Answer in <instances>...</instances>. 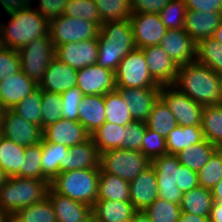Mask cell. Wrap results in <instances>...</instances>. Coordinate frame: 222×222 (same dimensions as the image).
I'll return each mask as SVG.
<instances>
[{
	"label": "cell",
	"instance_id": "1",
	"mask_svg": "<svg viewBox=\"0 0 222 222\" xmlns=\"http://www.w3.org/2000/svg\"><path fill=\"white\" fill-rule=\"evenodd\" d=\"M9 15L8 25L0 24V44L19 50L33 40L49 36V20L31 8V1L0 0Z\"/></svg>",
	"mask_w": 222,
	"mask_h": 222
},
{
	"label": "cell",
	"instance_id": "2",
	"mask_svg": "<svg viewBox=\"0 0 222 222\" xmlns=\"http://www.w3.org/2000/svg\"><path fill=\"white\" fill-rule=\"evenodd\" d=\"M173 86L201 106L222 105L217 72L197 61L179 66Z\"/></svg>",
	"mask_w": 222,
	"mask_h": 222
},
{
	"label": "cell",
	"instance_id": "3",
	"mask_svg": "<svg viewBox=\"0 0 222 222\" xmlns=\"http://www.w3.org/2000/svg\"><path fill=\"white\" fill-rule=\"evenodd\" d=\"M136 49L129 20L102 23L98 37L97 64L116 71L123 58Z\"/></svg>",
	"mask_w": 222,
	"mask_h": 222
},
{
	"label": "cell",
	"instance_id": "4",
	"mask_svg": "<svg viewBox=\"0 0 222 222\" xmlns=\"http://www.w3.org/2000/svg\"><path fill=\"white\" fill-rule=\"evenodd\" d=\"M50 183L48 179L9 177L0 189V208L13 216L24 207L42 202L47 198Z\"/></svg>",
	"mask_w": 222,
	"mask_h": 222
},
{
	"label": "cell",
	"instance_id": "5",
	"mask_svg": "<svg viewBox=\"0 0 222 222\" xmlns=\"http://www.w3.org/2000/svg\"><path fill=\"white\" fill-rule=\"evenodd\" d=\"M100 169H80L60 172L50 183L58 194L83 202L91 207L98 198Z\"/></svg>",
	"mask_w": 222,
	"mask_h": 222
},
{
	"label": "cell",
	"instance_id": "6",
	"mask_svg": "<svg viewBox=\"0 0 222 222\" xmlns=\"http://www.w3.org/2000/svg\"><path fill=\"white\" fill-rule=\"evenodd\" d=\"M151 165L140 151L114 149L100 153V169L131 182Z\"/></svg>",
	"mask_w": 222,
	"mask_h": 222
},
{
	"label": "cell",
	"instance_id": "7",
	"mask_svg": "<svg viewBox=\"0 0 222 222\" xmlns=\"http://www.w3.org/2000/svg\"><path fill=\"white\" fill-rule=\"evenodd\" d=\"M116 87L161 88L150 75L142 49L130 51L115 71Z\"/></svg>",
	"mask_w": 222,
	"mask_h": 222
},
{
	"label": "cell",
	"instance_id": "8",
	"mask_svg": "<svg viewBox=\"0 0 222 222\" xmlns=\"http://www.w3.org/2000/svg\"><path fill=\"white\" fill-rule=\"evenodd\" d=\"M99 31L96 23L64 14L49 20V36L54 48L65 43L98 39Z\"/></svg>",
	"mask_w": 222,
	"mask_h": 222
},
{
	"label": "cell",
	"instance_id": "9",
	"mask_svg": "<svg viewBox=\"0 0 222 222\" xmlns=\"http://www.w3.org/2000/svg\"><path fill=\"white\" fill-rule=\"evenodd\" d=\"M21 70L36 84L42 81L44 73L55 57V48L50 36L28 43L18 50Z\"/></svg>",
	"mask_w": 222,
	"mask_h": 222
},
{
	"label": "cell",
	"instance_id": "10",
	"mask_svg": "<svg viewBox=\"0 0 222 222\" xmlns=\"http://www.w3.org/2000/svg\"><path fill=\"white\" fill-rule=\"evenodd\" d=\"M160 97L174 115L178 126H201L203 106L173 85H162Z\"/></svg>",
	"mask_w": 222,
	"mask_h": 222
},
{
	"label": "cell",
	"instance_id": "11",
	"mask_svg": "<svg viewBox=\"0 0 222 222\" xmlns=\"http://www.w3.org/2000/svg\"><path fill=\"white\" fill-rule=\"evenodd\" d=\"M156 172L158 183V198L168 202L180 204L183 196L182 191L176 186L178 167L180 162L176 154H164L151 161Z\"/></svg>",
	"mask_w": 222,
	"mask_h": 222
},
{
	"label": "cell",
	"instance_id": "12",
	"mask_svg": "<svg viewBox=\"0 0 222 222\" xmlns=\"http://www.w3.org/2000/svg\"><path fill=\"white\" fill-rule=\"evenodd\" d=\"M136 48L160 45L161 39L167 32L159 14L135 13L129 19Z\"/></svg>",
	"mask_w": 222,
	"mask_h": 222
},
{
	"label": "cell",
	"instance_id": "13",
	"mask_svg": "<svg viewBox=\"0 0 222 222\" xmlns=\"http://www.w3.org/2000/svg\"><path fill=\"white\" fill-rule=\"evenodd\" d=\"M76 86L83 95H105L116 90L115 72L97 63L78 69Z\"/></svg>",
	"mask_w": 222,
	"mask_h": 222
},
{
	"label": "cell",
	"instance_id": "14",
	"mask_svg": "<svg viewBox=\"0 0 222 222\" xmlns=\"http://www.w3.org/2000/svg\"><path fill=\"white\" fill-rule=\"evenodd\" d=\"M2 135L18 145L27 147L41 143L43 129L39 125L26 121L11 109H7L3 121Z\"/></svg>",
	"mask_w": 222,
	"mask_h": 222
},
{
	"label": "cell",
	"instance_id": "15",
	"mask_svg": "<svg viewBox=\"0 0 222 222\" xmlns=\"http://www.w3.org/2000/svg\"><path fill=\"white\" fill-rule=\"evenodd\" d=\"M55 57L77 70L93 65L98 58V39L59 45L55 48Z\"/></svg>",
	"mask_w": 222,
	"mask_h": 222
},
{
	"label": "cell",
	"instance_id": "16",
	"mask_svg": "<svg viewBox=\"0 0 222 222\" xmlns=\"http://www.w3.org/2000/svg\"><path fill=\"white\" fill-rule=\"evenodd\" d=\"M160 46L178 66L196 61L197 43L184 29H168Z\"/></svg>",
	"mask_w": 222,
	"mask_h": 222
},
{
	"label": "cell",
	"instance_id": "17",
	"mask_svg": "<svg viewBox=\"0 0 222 222\" xmlns=\"http://www.w3.org/2000/svg\"><path fill=\"white\" fill-rule=\"evenodd\" d=\"M149 73L159 85H173L179 66L169 57L160 45L143 49Z\"/></svg>",
	"mask_w": 222,
	"mask_h": 222
},
{
	"label": "cell",
	"instance_id": "18",
	"mask_svg": "<svg viewBox=\"0 0 222 222\" xmlns=\"http://www.w3.org/2000/svg\"><path fill=\"white\" fill-rule=\"evenodd\" d=\"M161 88L116 87L125 100L134 121L146 122L154 103L160 97Z\"/></svg>",
	"mask_w": 222,
	"mask_h": 222
},
{
	"label": "cell",
	"instance_id": "19",
	"mask_svg": "<svg viewBox=\"0 0 222 222\" xmlns=\"http://www.w3.org/2000/svg\"><path fill=\"white\" fill-rule=\"evenodd\" d=\"M91 134L79 122L61 119L43 129V139L46 142L72 147L87 141Z\"/></svg>",
	"mask_w": 222,
	"mask_h": 222
},
{
	"label": "cell",
	"instance_id": "20",
	"mask_svg": "<svg viewBox=\"0 0 222 222\" xmlns=\"http://www.w3.org/2000/svg\"><path fill=\"white\" fill-rule=\"evenodd\" d=\"M77 73V69L54 57L38 86L44 91L62 94L77 85Z\"/></svg>",
	"mask_w": 222,
	"mask_h": 222
},
{
	"label": "cell",
	"instance_id": "21",
	"mask_svg": "<svg viewBox=\"0 0 222 222\" xmlns=\"http://www.w3.org/2000/svg\"><path fill=\"white\" fill-rule=\"evenodd\" d=\"M130 201L137 211L145 210L158 198L156 172L152 165L129 182Z\"/></svg>",
	"mask_w": 222,
	"mask_h": 222
},
{
	"label": "cell",
	"instance_id": "22",
	"mask_svg": "<svg viewBox=\"0 0 222 222\" xmlns=\"http://www.w3.org/2000/svg\"><path fill=\"white\" fill-rule=\"evenodd\" d=\"M47 197L54 207L57 222H88L93 218L90 205L62 196L51 187Z\"/></svg>",
	"mask_w": 222,
	"mask_h": 222
},
{
	"label": "cell",
	"instance_id": "23",
	"mask_svg": "<svg viewBox=\"0 0 222 222\" xmlns=\"http://www.w3.org/2000/svg\"><path fill=\"white\" fill-rule=\"evenodd\" d=\"M38 87L22 70L0 80V101L6 109H12Z\"/></svg>",
	"mask_w": 222,
	"mask_h": 222
},
{
	"label": "cell",
	"instance_id": "24",
	"mask_svg": "<svg viewBox=\"0 0 222 222\" xmlns=\"http://www.w3.org/2000/svg\"><path fill=\"white\" fill-rule=\"evenodd\" d=\"M221 21L222 13H203L187 10L184 30L196 43H198L202 39L213 37Z\"/></svg>",
	"mask_w": 222,
	"mask_h": 222
},
{
	"label": "cell",
	"instance_id": "25",
	"mask_svg": "<svg viewBox=\"0 0 222 222\" xmlns=\"http://www.w3.org/2000/svg\"><path fill=\"white\" fill-rule=\"evenodd\" d=\"M80 169H100V153L91 137L69 147L65 158V171Z\"/></svg>",
	"mask_w": 222,
	"mask_h": 222
},
{
	"label": "cell",
	"instance_id": "26",
	"mask_svg": "<svg viewBox=\"0 0 222 222\" xmlns=\"http://www.w3.org/2000/svg\"><path fill=\"white\" fill-rule=\"evenodd\" d=\"M137 210L130 200L97 199L92 207L95 222H119L131 220Z\"/></svg>",
	"mask_w": 222,
	"mask_h": 222
},
{
	"label": "cell",
	"instance_id": "27",
	"mask_svg": "<svg viewBox=\"0 0 222 222\" xmlns=\"http://www.w3.org/2000/svg\"><path fill=\"white\" fill-rule=\"evenodd\" d=\"M78 109V122L90 134L106 122L104 95H84Z\"/></svg>",
	"mask_w": 222,
	"mask_h": 222
},
{
	"label": "cell",
	"instance_id": "28",
	"mask_svg": "<svg viewBox=\"0 0 222 222\" xmlns=\"http://www.w3.org/2000/svg\"><path fill=\"white\" fill-rule=\"evenodd\" d=\"M42 144V174L50 181L60 173L65 171V158L68 155L69 147L62 144L46 142Z\"/></svg>",
	"mask_w": 222,
	"mask_h": 222
},
{
	"label": "cell",
	"instance_id": "29",
	"mask_svg": "<svg viewBox=\"0 0 222 222\" xmlns=\"http://www.w3.org/2000/svg\"><path fill=\"white\" fill-rule=\"evenodd\" d=\"M213 204L214 197L212 190L198 186L183 193L179 206L181 212L209 217Z\"/></svg>",
	"mask_w": 222,
	"mask_h": 222
},
{
	"label": "cell",
	"instance_id": "30",
	"mask_svg": "<svg viewBox=\"0 0 222 222\" xmlns=\"http://www.w3.org/2000/svg\"><path fill=\"white\" fill-rule=\"evenodd\" d=\"M25 147L2 137L0 140V167L9 177H23Z\"/></svg>",
	"mask_w": 222,
	"mask_h": 222
},
{
	"label": "cell",
	"instance_id": "31",
	"mask_svg": "<svg viewBox=\"0 0 222 222\" xmlns=\"http://www.w3.org/2000/svg\"><path fill=\"white\" fill-rule=\"evenodd\" d=\"M201 126H176L166 138L168 154H177L181 150L205 141Z\"/></svg>",
	"mask_w": 222,
	"mask_h": 222
},
{
	"label": "cell",
	"instance_id": "32",
	"mask_svg": "<svg viewBox=\"0 0 222 222\" xmlns=\"http://www.w3.org/2000/svg\"><path fill=\"white\" fill-rule=\"evenodd\" d=\"M217 149V146L205 140L181 150L176 156L180 164L198 173Z\"/></svg>",
	"mask_w": 222,
	"mask_h": 222
},
{
	"label": "cell",
	"instance_id": "33",
	"mask_svg": "<svg viewBox=\"0 0 222 222\" xmlns=\"http://www.w3.org/2000/svg\"><path fill=\"white\" fill-rule=\"evenodd\" d=\"M129 182L116 175L105 173L100 169L98 181V198L106 200H130Z\"/></svg>",
	"mask_w": 222,
	"mask_h": 222
},
{
	"label": "cell",
	"instance_id": "34",
	"mask_svg": "<svg viewBox=\"0 0 222 222\" xmlns=\"http://www.w3.org/2000/svg\"><path fill=\"white\" fill-rule=\"evenodd\" d=\"M145 123L147 128L157 132L165 139L177 126L174 115L161 97L154 103L153 109Z\"/></svg>",
	"mask_w": 222,
	"mask_h": 222
},
{
	"label": "cell",
	"instance_id": "35",
	"mask_svg": "<svg viewBox=\"0 0 222 222\" xmlns=\"http://www.w3.org/2000/svg\"><path fill=\"white\" fill-rule=\"evenodd\" d=\"M201 128L207 141L222 148V105L203 106Z\"/></svg>",
	"mask_w": 222,
	"mask_h": 222
},
{
	"label": "cell",
	"instance_id": "36",
	"mask_svg": "<svg viewBox=\"0 0 222 222\" xmlns=\"http://www.w3.org/2000/svg\"><path fill=\"white\" fill-rule=\"evenodd\" d=\"M125 126L105 122L97 128L92 134L91 139L94 141L99 153L108 150L123 149V136Z\"/></svg>",
	"mask_w": 222,
	"mask_h": 222
},
{
	"label": "cell",
	"instance_id": "37",
	"mask_svg": "<svg viewBox=\"0 0 222 222\" xmlns=\"http://www.w3.org/2000/svg\"><path fill=\"white\" fill-rule=\"evenodd\" d=\"M104 104L106 122L127 126L134 121L125 100L117 90L104 95Z\"/></svg>",
	"mask_w": 222,
	"mask_h": 222
},
{
	"label": "cell",
	"instance_id": "38",
	"mask_svg": "<svg viewBox=\"0 0 222 222\" xmlns=\"http://www.w3.org/2000/svg\"><path fill=\"white\" fill-rule=\"evenodd\" d=\"M196 61L215 72H222V46L213 37L197 43Z\"/></svg>",
	"mask_w": 222,
	"mask_h": 222
},
{
	"label": "cell",
	"instance_id": "39",
	"mask_svg": "<svg viewBox=\"0 0 222 222\" xmlns=\"http://www.w3.org/2000/svg\"><path fill=\"white\" fill-rule=\"evenodd\" d=\"M13 217L19 222H57L54 207L48 197L42 202L20 209Z\"/></svg>",
	"mask_w": 222,
	"mask_h": 222
},
{
	"label": "cell",
	"instance_id": "40",
	"mask_svg": "<svg viewBox=\"0 0 222 222\" xmlns=\"http://www.w3.org/2000/svg\"><path fill=\"white\" fill-rule=\"evenodd\" d=\"M98 7L102 23L108 21L129 20L131 13L130 0H93Z\"/></svg>",
	"mask_w": 222,
	"mask_h": 222
},
{
	"label": "cell",
	"instance_id": "41",
	"mask_svg": "<svg viewBox=\"0 0 222 222\" xmlns=\"http://www.w3.org/2000/svg\"><path fill=\"white\" fill-rule=\"evenodd\" d=\"M42 89L38 86L27 97L22 99L11 110L30 123L41 127Z\"/></svg>",
	"mask_w": 222,
	"mask_h": 222
},
{
	"label": "cell",
	"instance_id": "42",
	"mask_svg": "<svg viewBox=\"0 0 222 222\" xmlns=\"http://www.w3.org/2000/svg\"><path fill=\"white\" fill-rule=\"evenodd\" d=\"M199 186L212 190L222 179V148H218L209 161L200 169Z\"/></svg>",
	"mask_w": 222,
	"mask_h": 222
},
{
	"label": "cell",
	"instance_id": "43",
	"mask_svg": "<svg viewBox=\"0 0 222 222\" xmlns=\"http://www.w3.org/2000/svg\"><path fill=\"white\" fill-rule=\"evenodd\" d=\"M62 94L42 90L41 99V128L62 119Z\"/></svg>",
	"mask_w": 222,
	"mask_h": 222
},
{
	"label": "cell",
	"instance_id": "44",
	"mask_svg": "<svg viewBox=\"0 0 222 222\" xmlns=\"http://www.w3.org/2000/svg\"><path fill=\"white\" fill-rule=\"evenodd\" d=\"M144 212L149 216L151 222H178L181 208L179 204L157 198Z\"/></svg>",
	"mask_w": 222,
	"mask_h": 222
},
{
	"label": "cell",
	"instance_id": "45",
	"mask_svg": "<svg viewBox=\"0 0 222 222\" xmlns=\"http://www.w3.org/2000/svg\"><path fill=\"white\" fill-rule=\"evenodd\" d=\"M64 15L88 20L99 27L102 25L98 7L93 0H68L64 8Z\"/></svg>",
	"mask_w": 222,
	"mask_h": 222
},
{
	"label": "cell",
	"instance_id": "46",
	"mask_svg": "<svg viewBox=\"0 0 222 222\" xmlns=\"http://www.w3.org/2000/svg\"><path fill=\"white\" fill-rule=\"evenodd\" d=\"M186 12L184 0H170L159 16L167 29H184Z\"/></svg>",
	"mask_w": 222,
	"mask_h": 222
},
{
	"label": "cell",
	"instance_id": "47",
	"mask_svg": "<svg viewBox=\"0 0 222 222\" xmlns=\"http://www.w3.org/2000/svg\"><path fill=\"white\" fill-rule=\"evenodd\" d=\"M42 144H34L25 147L24 162H23V177L35 179H47L42 174Z\"/></svg>",
	"mask_w": 222,
	"mask_h": 222
},
{
	"label": "cell",
	"instance_id": "48",
	"mask_svg": "<svg viewBox=\"0 0 222 222\" xmlns=\"http://www.w3.org/2000/svg\"><path fill=\"white\" fill-rule=\"evenodd\" d=\"M140 152L150 161L167 154L166 139L157 132L146 128Z\"/></svg>",
	"mask_w": 222,
	"mask_h": 222
},
{
	"label": "cell",
	"instance_id": "49",
	"mask_svg": "<svg viewBox=\"0 0 222 222\" xmlns=\"http://www.w3.org/2000/svg\"><path fill=\"white\" fill-rule=\"evenodd\" d=\"M146 128V123L141 121H133L125 126L123 149L140 151Z\"/></svg>",
	"mask_w": 222,
	"mask_h": 222
},
{
	"label": "cell",
	"instance_id": "50",
	"mask_svg": "<svg viewBox=\"0 0 222 222\" xmlns=\"http://www.w3.org/2000/svg\"><path fill=\"white\" fill-rule=\"evenodd\" d=\"M81 90L75 86L62 93V118L78 122V108L83 97Z\"/></svg>",
	"mask_w": 222,
	"mask_h": 222
},
{
	"label": "cell",
	"instance_id": "51",
	"mask_svg": "<svg viewBox=\"0 0 222 222\" xmlns=\"http://www.w3.org/2000/svg\"><path fill=\"white\" fill-rule=\"evenodd\" d=\"M21 70L18 50L0 46V80Z\"/></svg>",
	"mask_w": 222,
	"mask_h": 222
},
{
	"label": "cell",
	"instance_id": "52",
	"mask_svg": "<svg viewBox=\"0 0 222 222\" xmlns=\"http://www.w3.org/2000/svg\"><path fill=\"white\" fill-rule=\"evenodd\" d=\"M176 186L185 193L199 186L198 174L188 167L180 164L178 167V176Z\"/></svg>",
	"mask_w": 222,
	"mask_h": 222
},
{
	"label": "cell",
	"instance_id": "53",
	"mask_svg": "<svg viewBox=\"0 0 222 222\" xmlns=\"http://www.w3.org/2000/svg\"><path fill=\"white\" fill-rule=\"evenodd\" d=\"M40 4L36 7L38 13L44 18L51 20L52 18L62 16L64 8L68 0H39Z\"/></svg>",
	"mask_w": 222,
	"mask_h": 222
},
{
	"label": "cell",
	"instance_id": "54",
	"mask_svg": "<svg viewBox=\"0 0 222 222\" xmlns=\"http://www.w3.org/2000/svg\"><path fill=\"white\" fill-rule=\"evenodd\" d=\"M170 0H130L131 13L159 14Z\"/></svg>",
	"mask_w": 222,
	"mask_h": 222
},
{
	"label": "cell",
	"instance_id": "55",
	"mask_svg": "<svg viewBox=\"0 0 222 222\" xmlns=\"http://www.w3.org/2000/svg\"><path fill=\"white\" fill-rule=\"evenodd\" d=\"M187 10L222 13V0H184Z\"/></svg>",
	"mask_w": 222,
	"mask_h": 222
},
{
	"label": "cell",
	"instance_id": "56",
	"mask_svg": "<svg viewBox=\"0 0 222 222\" xmlns=\"http://www.w3.org/2000/svg\"><path fill=\"white\" fill-rule=\"evenodd\" d=\"M178 222H209V217H202L191 213L181 212Z\"/></svg>",
	"mask_w": 222,
	"mask_h": 222
},
{
	"label": "cell",
	"instance_id": "57",
	"mask_svg": "<svg viewBox=\"0 0 222 222\" xmlns=\"http://www.w3.org/2000/svg\"><path fill=\"white\" fill-rule=\"evenodd\" d=\"M209 222H222V203L214 202L210 211Z\"/></svg>",
	"mask_w": 222,
	"mask_h": 222
},
{
	"label": "cell",
	"instance_id": "58",
	"mask_svg": "<svg viewBox=\"0 0 222 222\" xmlns=\"http://www.w3.org/2000/svg\"><path fill=\"white\" fill-rule=\"evenodd\" d=\"M212 195L214 197V202L222 203V179L212 189Z\"/></svg>",
	"mask_w": 222,
	"mask_h": 222
},
{
	"label": "cell",
	"instance_id": "59",
	"mask_svg": "<svg viewBox=\"0 0 222 222\" xmlns=\"http://www.w3.org/2000/svg\"><path fill=\"white\" fill-rule=\"evenodd\" d=\"M131 222H151V220L144 210H141L134 213Z\"/></svg>",
	"mask_w": 222,
	"mask_h": 222
},
{
	"label": "cell",
	"instance_id": "60",
	"mask_svg": "<svg viewBox=\"0 0 222 222\" xmlns=\"http://www.w3.org/2000/svg\"><path fill=\"white\" fill-rule=\"evenodd\" d=\"M213 38H215L217 42L222 46V21L219 27L216 29Z\"/></svg>",
	"mask_w": 222,
	"mask_h": 222
},
{
	"label": "cell",
	"instance_id": "61",
	"mask_svg": "<svg viewBox=\"0 0 222 222\" xmlns=\"http://www.w3.org/2000/svg\"><path fill=\"white\" fill-rule=\"evenodd\" d=\"M9 175L0 167V189L8 181Z\"/></svg>",
	"mask_w": 222,
	"mask_h": 222
},
{
	"label": "cell",
	"instance_id": "62",
	"mask_svg": "<svg viewBox=\"0 0 222 222\" xmlns=\"http://www.w3.org/2000/svg\"><path fill=\"white\" fill-rule=\"evenodd\" d=\"M6 111L7 109L2 104H0V130H2L3 127V121Z\"/></svg>",
	"mask_w": 222,
	"mask_h": 222
},
{
	"label": "cell",
	"instance_id": "63",
	"mask_svg": "<svg viewBox=\"0 0 222 222\" xmlns=\"http://www.w3.org/2000/svg\"><path fill=\"white\" fill-rule=\"evenodd\" d=\"M8 215L0 208V222H5Z\"/></svg>",
	"mask_w": 222,
	"mask_h": 222
},
{
	"label": "cell",
	"instance_id": "64",
	"mask_svg": "<svg viewBox=\"0 0 222 222\" xmlns=\"http://www.w3.org/2000/svg\"><path fill=\"white\" fill-rule=\"evenodd\" d=\"M217 76H218L219 87L222 93V72H217Z\"/></svg>",
	"mask_w": 222,
	"mask_h": 222
},
{
	"label": "cell",
	"instance_id": "65",
	"mask_svg": "<svg viewBox=\"0 0 222 222\" xmlns=\"http://www.w3.org/2000/svg\"><path fill=\"white\" fill-rule=\"evenodd\" d=\"M5 222H19V221L16 220L13 216H8Z\"/></svg>",
	"mask_w": 222,
	"mask_h": 222
},
{
	"label": "cell",
	"instance_id": "66",
	"mask_svg": "<svg viewBox=\"0 0 222 222\" xmlns=\"http://www.w3.org/2000/svg\"><path fill=\"white\" fill-rule=\"evenodd\" d=\"M2 137H3L2 130H0V140H1Z\"/></svg>",
	"mask_w": 222,
	"mask_h": 222
},
{
	"label": "cell",
	"instance_id": "67",
	"mask_svg": "<svg viewBox=\"0 0 222 222\" xmlns=\"http://www.w3.org/2000/svg\"><path fill=\"white\" fill-rule=\"evenodd\" d=\"M119 222H131V220H123V221H119Z\"/></svg>",
	"mask_w": 222,
	"mask_h": 222
},
{
	"label": "cell",
	"instance_id": "68",
	"mask_svg": "<svg viewBox=\"0 0 222 222\" xmlns=\"http://www.w3.org/2000/svg\"><path fill=\"white\" fill-rule=\"evenodd\" d=\"M88 222H95L94 219L92 218L91 220H89Z\"/></svg>",
	"mask_w": 222,
	"mask_h": 222
}]
</instances>
